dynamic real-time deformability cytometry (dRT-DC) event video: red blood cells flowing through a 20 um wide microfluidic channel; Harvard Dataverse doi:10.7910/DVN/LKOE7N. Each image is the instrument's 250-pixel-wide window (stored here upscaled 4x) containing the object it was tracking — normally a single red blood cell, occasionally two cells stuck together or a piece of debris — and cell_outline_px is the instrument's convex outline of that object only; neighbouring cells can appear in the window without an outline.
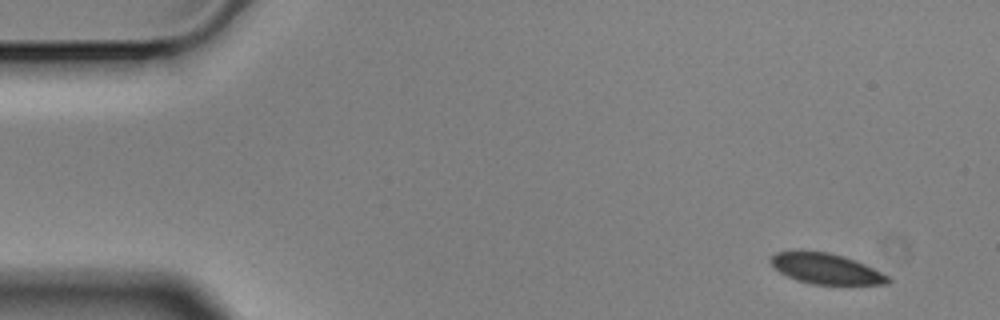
{"species": "Egyptian fruit bat (a non-hibernating species)", "species_latin": "Rousettus aegyptiacus", "temperature_condition": "cold", "stored_images_in_passage": 5, "camera_frame_rate_fps": 3000, "um_per_image_px": 0.085, "animal": {"sex": "male"}, "frame": {"image": 1, "passage_image": 1, "time_ms": 0.0, "image_size_px": [1000, 320], "cell_outline_px": [[892, 280], [888, 284], [812, 284], [796, 280], [780, 272], [768, 260], [776, 252], [800, 248], [804, 248], [828, 252], [844, 256], [864, 264], [888, 276]], "centroid_in_image_um": [70.14, 22.79], "position_along_channel_um": 14.9, "area_um2": 21.21}}
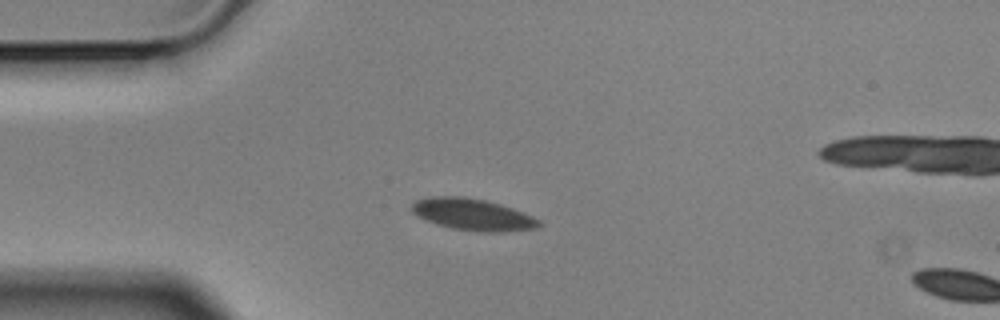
{"frame": {"image": 2, "passage_image": 4, "time_ms": 1.0, "image_size_px": [1000, 320], "cell_outline_px": [[540, 224], [536, 228], [504, 232], [476, 232], [452, 228], [436, 224], [424, 220], [416, 216], [412, 212], [412, 204], [416, 200], [432, 196], [464, 196], [484, 200], [500, 204], [512, 208], [532, 216], [540, 220]], "centroid_in_image_um": [40.15, 18.24], "position_along_channel_um": 44.9, "area_um2": 23.58}}